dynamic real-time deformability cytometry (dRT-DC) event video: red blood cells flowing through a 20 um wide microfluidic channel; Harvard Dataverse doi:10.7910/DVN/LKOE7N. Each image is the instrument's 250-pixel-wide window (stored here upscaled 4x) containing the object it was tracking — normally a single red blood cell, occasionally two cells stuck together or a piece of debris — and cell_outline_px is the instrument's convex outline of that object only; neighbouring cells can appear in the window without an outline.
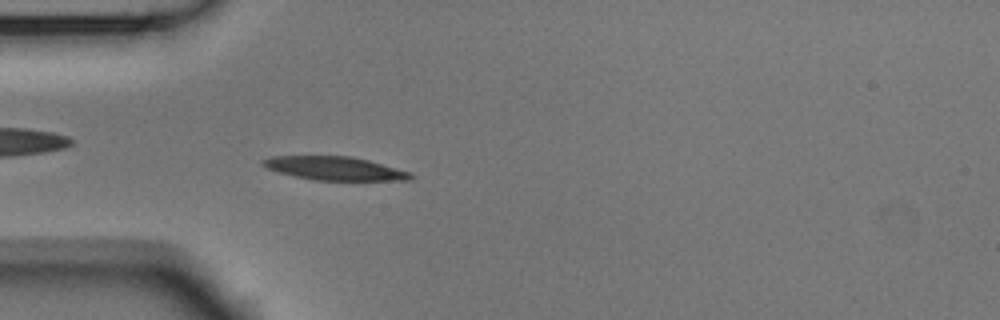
{"species": "Egyptian fruit bat (a non-hibernating species)", "species_latin": "Rousettus aegyptiacus", "temperature_condition": "room temperature", "stored_images_in_passage": 47, "camera_frame_rate_fps": 3000, "um_per_image_px": 0.085, "animal": {"sex": "male"}, "frame": {"image": 1, "passage_image": 8, "time_ms": 2.333, "image_size_px": [1000, 320], "cell_outline_px": [[416, 176], [412, 180], [312, 180], [280, 172], [268, 168], [260, 164], [260, 160], [272, 156], [352, 156], [368, 160], [412, 172]], "centroid_in_image_um": [28.49, 14.31], "position_along_channel_um": 56.5, "area_um2": 20.29}}
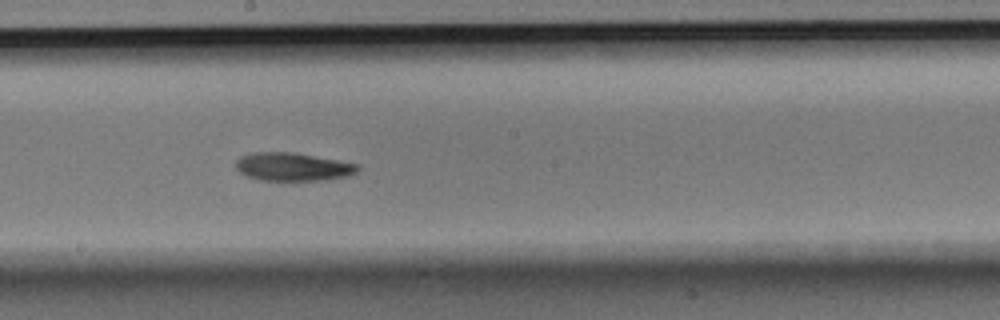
{"frame": {"image": 2, "passage_image": 22, "time_ms": 7.0, "image_size_px": [1000, 320], "cell_outline_px": [[360, 168], [356, 172], [348, 176], [328, 180], [260, 180], [248, 176], [240, 172], [236, 168], [236, 160], [240, 156], [252, 152], [292, 152], [360, 164]], "centroid_in_image_um": [24.9, 14.17], "position_along_channel_um": 223.3, "area_um2": 20.06}}
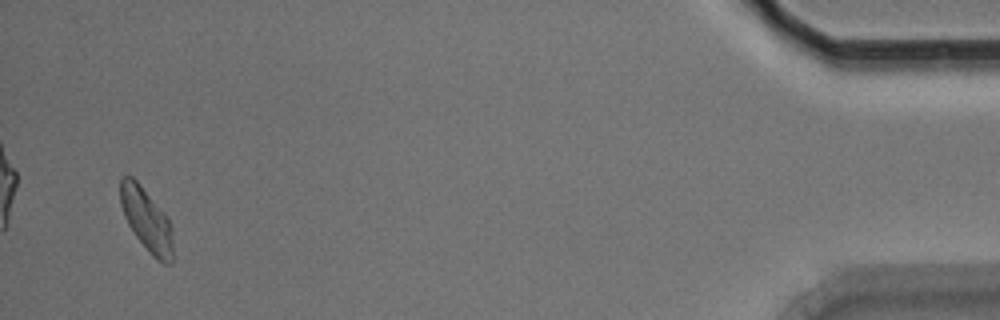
{"frame": {"image": 3, "passage_image": 45, "time_ms": 14.667, "image_size_px": [1000, 320], "cell_outline_px": [[172, 264], [164, 264], [156, 260], [152, 256], [136, 236], [128, 224], [124, 216], [120, 204], [120, 180], [124, 176], [132, 176], [140, 184], [168, 220], [172, 228]], "centroid_in_image_um": [12.44, 18.71], "position_along_channel_um": 422.8, "area_um2": 18.96}, "authors_computed_cell_mechanics": {"area_um2": 19.8254, "velocity_mm_per_s": 3.6633, "shape_relaxation_time_tau1_ms": 5.662, "shape_relaxation_time_tau2_ms": null, "deformation_change_tau1": 0.1629, "deformation_change_tau2": null}}